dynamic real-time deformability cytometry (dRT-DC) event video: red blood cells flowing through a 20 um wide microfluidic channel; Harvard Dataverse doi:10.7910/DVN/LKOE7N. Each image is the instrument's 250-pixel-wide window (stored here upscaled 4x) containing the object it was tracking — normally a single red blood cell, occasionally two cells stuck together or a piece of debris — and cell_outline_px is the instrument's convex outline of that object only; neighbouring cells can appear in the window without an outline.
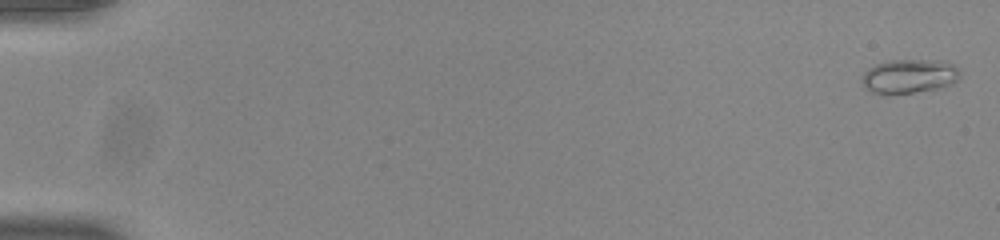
{"species": "common noctule bat (a hibernating species)", "species_latin": "Nyctalus noctula", "temperature_condition": "room temperature", "stored_images_in_passage": 54, "camera_frame_rate_fps": 3000, "um_per_image_px": 0.085, "animal": {"sex": "male", "body_mass_g": 20.0, "forearm_length_mm": 53.3}, "frame": {"image": 1, "passage_image": 1, "time_ms": 0.0, "image_size_px": [1000, 240], "cell_outline_px": [[960, 76], [956, 80], [948, 84], [936, 88], [888, 96], [884, 96], [872, 92], [860, 80], [864, 72], [868, 68], [876, 64], [888, 60], [940, 60], [952, 64], [960, 72]], "centroid_in_image_um": [77.22, 6.48], "position_along_channel_um": 7.8, "area_um2": 19.48}}
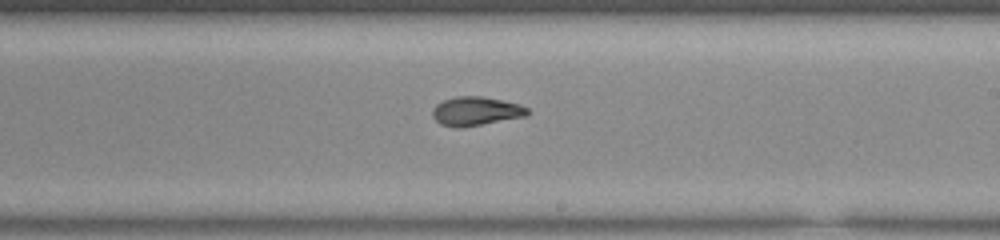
{"frame": {"image": 2, "passage_image": 33, "time_ms": 10.667, "image_size_px": [1000, 240], "cell_outline_px": [[528, 116], [460, 128], [456, 128], [440, 124], [432, 116], [432, 108], [436, 104], [444, 100], [456, 96], [480, 96], [520, 104], [528, 108]], "centroid_in_image_um": [40.43, 9.45], "position_along_channel_um": 248.6, "area_um2": 16.01}}
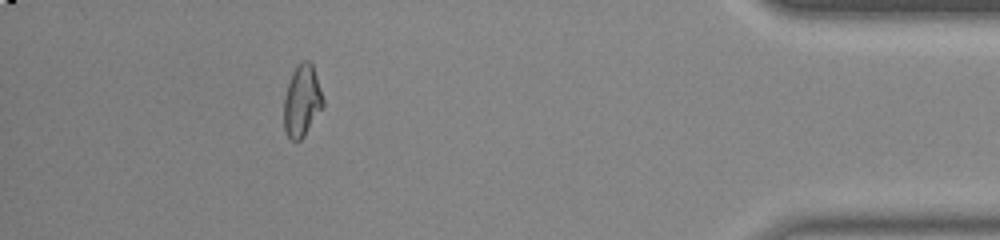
{"frame": {"image": 3, "passage_image": 49, "time_ms": 16.0, "image_size_px": [1000, 240], "cell_outline_px": [[324, 104], [304, 136], [300, 140], [292, 140], [288, 136], [284, 128], [284, 96], [292, 72], [300, 60], [308, 60], [312, 64], [324, 100]], "centroid_in_image_um": [25.65, 8.55], "position_along_channel_um": 409.5, "area_um2": 16.18}, "authors_computed_cell_mechanics": {"area_um2": 16.184, "velocity_mm_per_s": 3.8973, "shape_relaxation_time_tau1_ms": null, "shape_relaxation_time_tau2_ms": 2.548, "deformation_change_tau1": null, "deformation_change_tau2": 0.0671}}